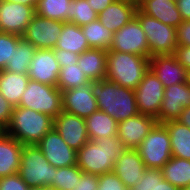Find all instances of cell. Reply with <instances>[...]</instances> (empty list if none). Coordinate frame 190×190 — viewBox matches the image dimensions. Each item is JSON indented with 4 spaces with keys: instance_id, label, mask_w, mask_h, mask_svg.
I'll return each instance as SVG.
<instances>
[{
    "instance_id": "obj_1",
    "label": "cell",
    "mask_w": 190,
    "mask_h": 190,
    "mask_svg": "<svg viewBox=\"0 0 190 190\" xmlns=\"http://www.w3.org/2000/svg\"><path fill=\"white\" fill-rule=\"evenodd\" d=\"M127 149L118 135L89 140L77 151L76 165L87 174L111 173L115 162Z\"/></svg>"
},
{
    "instance_id": "obj_2",
    "label": "cell",
    "mask_w": 190,
    "mask_h": 190,
    "mask_svg": "<svg viewBox=\"0 0 190 190\" xmlns=\"http://www.w3.org/2000/svg\"><path fill=\"white\" fill-rule=\"evenodd\" d=\"M91 89L99 110L109 114L117 123L139 114L135 90L107 79L91 81Z\"/></svg>"
},
{
    "instance_id": "obj_3",
    "label": "cell",
    "mask_w": 190,
    "mask_h": 190,
    "mask_svg": "<svg viewBox=\"0 0 190 190\" xmlns=\"http://www.w3.org/2000/svg\"><path fill=\"white\" fill-rule=\"evenodd\" d=\"M53 128L54 119L49 115L16 106L4 132L23 145H36Z\"/></svg>"
},
{
    "instance_id": "obj_4",
    "label": "cell",
    "mask_w": 190,
    "mask_h": 190,
    "mask_svg": "<svg viewBox=\"0 0 190 190\" xmlns=\"http://www.w3.org/2000/svg\"><path fill=\"white\" fill-rule=\"evenodd\" d=\"M149 59L131 53L107 51L105 79L135 90L149 70Z\"/></svg>"
},
{
    "instance_id": "obj_5",
    "label": "cell",
    "mask_w": 190,
    "mask_h": 190,
    "mask_svg": "<svg viewBox=\"0 0 190 190\" xmlns=\"http://www.w3.org/2000/svg\"><path fill=\"white\" fill-rule=\"evenodd\" d=\"M56 170L37 145H23L18 174L29 187H50Z\"/></svg>"
},
{
    "instance_id": "obj_6",
    "label": "cell",
    "mask_w": 190,
    "mask_h": 190,
    "mask_svg": "<svg viewBox=\"0 0 190 190\" xmlns=\"http://www.w3.org/2000/svg\"><path fill=\"white\" fill-rule=\"evenodd\" d=\"M19 107L49 115L55 119L62 110V92L57 86L29 80Z\"/></svg>"
},
{
    "instance_id": "obj_7",
    "label": "cell",
    "mask_w": 190,
    "mask_h": 190,
    "mask_svg": "<svg viewBox=\"0 0 190 190\" xmlns=\"http://www.w3.org/2000/svg\"><path fill=\"white\" fill-rule=\"evenodd\" d=\"M135 17L141 23L148 41L149 58L156 55H173L177 47V29L145 15L139 9Z\"/></svg>"
},
{
    "instance_id": "obj_8",
    "label": "cell",
    "mask_w": 190,
    "mask_h": 190,
    "mask_svg": "<svg viewBox=\"0 0 190 190\" xmlns=\"http://www.w3.org/2000/svg\"><path fill=\"white\" fill-rule=\"evenodd\" d=\"M136 150L146 168L161 170L172 157L170 135L165 125L156 123Z\"/></svg>"
},
{
    "instance_id": "obj_9",
    "label": "cell",
    "mask_w": 190,
    "mask_h": 190,
    "mask_svg": "<svg viewBox=\"0 0 190 190\" xmlns=\"http://www.w3.org/2000/svg\"><path fill=\"white\" fill-rule=\"evenodd\" d=\"M108 51H120L149 58L148 41L136 17L113 34Z\"/></svg>"
},
{
    "instance_id": "obj_10",
    "label": "cell",
    "mask_w": 190,
    "mask_h": 190,
    "mask_svg": "<svg viewBox=\"0 0 190 190\" xmlns=\"http://www.w3.org/2000/svg\"><path fill=\"white\" fill-rule=\"evenodd\" d=\"M162 82L149 69L135 88V99L139 114L157 117L164 97Z\"/></svg>"
},
{
    "instance_id": "obj_11",
    "label": "cell",
    "mask_w": 190,
    "mask_h": 190,
    "mask_svg": "<svg viewBox=\"0 0 190 190\" xmlns=\"http://www.w3.org/2000/svg\"><path fill=\"white\" fill-rule=\"evenodd\" d=\"M64 23L35 14L21 37L36 49H54Z\"/></svg>"
},
{
    "instance_id": "obj_12",
    "label": "cell",
    "mask_w": 190,
    "mask_h": 190,
    "mask_svg": "<svg viewBox=\"0 0 190 190\" xmlns=\"http://www.w3.org/2000/svg\"><path fill=\"white\" fill-rule=\"evenodd\" d=\"M47 161L56 168L76 165L77 151L62 139L55 128L36 144Z\"/></svg>"
},
{
    "instance_id": "obj_13",
    "label": "cell",
    "mask_w": 190,
    "mask_h": 190,
    "mask_svg": "<svg viewBox=\"0 0 190 190\" xmlns=\"http://www.w3.org/2000/svg\"><path fill=\"white\" fill-rule=\"evenodd\" d=\"M35 14L32 6L0 0V32L22 36Z\"/></svg>"
},
{
    "instance_id": "obj_14",
    "label": "cell",
    "mask_w": 190,
    "mask_h": 190,
    "mask_svg": "<svg viewBox=\"0 0 190 190\" xmlns=\"http://www.w3.org/2000/svg\"><path fill=\"white\" fill-rule=\"evenodd\" d=\"M190 107V86L187 82L165 88L157 123L164 124L179 119L184 108Z\"/></svg>"
},
{
    "instance_id": "obj_15",
    "label": "cell",
    "mask_w": 190,
    "mask_h": 190,
    "mask_svg": "<svg viewBox=\"0 0 190 190\" xmlns=\"http://www.w3.org/2000/svg\"><path fill=\"white\" fill-rule=\"evenodd\" d=\"M54 128L75 151L89 141L85 118L62 111L54 119Z\"/></svg>"
},
{
    "instance_id": "obj_16",
    "label": "cell",
    "mask_w": 190,
    "mask_h": 190,
    "mask_svg": "<svg viewBox=\"0 0 190 190\" xmlns=\"http://www.w3.org/2000/svg\"><path fill=\"white\" fill-rule=\"evenodd\" d=\"M62 92V110L87 118L93 112L99 110L97 100L92 93L91 82L74 89Z\"/></svg>"
},
{
    "instance_id": "obj_17",
    "label": "cell",
    "mask_w": 190,
    "mask_h": 190,
    "mask_svg": "<svg viewBox=\"0 0 190 190\" xmlns=\"http://www.w3.org/2000/svg\"><path fill=\"white\" fill-rule=\"evenodd\" d=\"M60 66L54 49H37L28 69L30 80L57 86Z\"/></svg>"
},
{
    "instance_id": "obj_18",
    "label": "cell",
    "mask_w": 190,
    "mask_h": 190,
    "mask_svg": "<svg viewBox=\"0 0 190 190\" xmlns=\"http://www.w3.org/2000/svg\"><path fill=\"white\" fill-rule=\"evenodd\" d=\"M156 123L155 117L138 114L118 123L117 135L128 149H136Z\"/></svg>"
},
{
    "instance_id": "obj_19",
    "label": "cell",
    "mask_w": 190,
    "mask_h": 190,
    "mask_svg": "<svg viewBox=\"0 0 190 190\" xmlns=\"http://www.w3.org/2000/svg\"><path fill=\"white\" fill-rule=\"evenodd\" d=\"M149 69L167 88L187 81V69L174 55H156L149 59Z\"/></svg>"
},
{
    "instance_id": "obj_20",
    "label": "cell",
    "mask_w": 190,
    "mask_h": 190,
    "mask_svg": "<svg viewBox=\"0 0 190 190\" xmlns=\"http://www.w3.org/2000/svg\"><path fill=\"white\" fill-rule=\"evenodd\" d=\"M146 166L136 149L127 151L115 162L113 173L116 174L127 189L137 185L143 178Z\"/></svg>"
},
{
    "instance_id": "obj_21",
    "label": "cell",
    "mask_w": 190,
    "mask_h": 190,
    "mask_svg": "<svg viewBox=\"0 0 190 190\" xmlns=\"http://www.w3.org/2000/svg\"><path fill=\"white\" fill-rule=\"evenodd\" d=\"M138 4L127 0H115L106 9L98 14L100 23L115 33L134 17Z\"/></svg>"
},
{
    "instance_id": "obj_22",
    "label": "cell",
    "mask_w": 190,
    "mask_h": 190,
    "mask_svg": "<svg viewBox=\"0 0 190 190\" xmlns=\"http://www.w3.org/2000/svg\"><path fill=\"white\" fill-rule=\"evenodd\" d=\"M138 9L145 15L175 28L183 21L175 0H140Z\"/></svg>"
},
{
    "instance_id": "obj_23",
    "label": "cell",
    "mask_w": 190,
    "mask_h": 190,
    "mask_svg": "<svg viewBox=\"0 0 190 190\" xmlns=\"http://www.w3.org/2000/svg\"><path fill=\"white\" fill-rule=\"evenodd\" d=\"M23 144L9 134L0 135V178L19 172Z\"/></svg>"
},
{
    "instance_id": "obj_24",
    "label": "cell",
    "mask_w": 190,
    "mask_h": 190,
    "mask_svg": "<svg viewBox=\"0 0 190 190\" xmlns=\"http://www.w3.org/2000/svg\"><path fill=\"white\" fill-rule=\"evenodd\" d=\"M77 63L90 81L103 80L106 77L107 51L90 48L79 55Z\"/></svg>"
},
{
    "instance_id": "obj_25",
    "label": "cell",
    "mask_w": 190,
    "mask_h": 190,
    "mask_svg": "<svg viewBox=\"0 0 190 190\" xmlns=\"http://www.w3.org/2000/svg\"><path fill=\"white\" fill-rule=\"evenodd\" d=\"M29 80L28 74L0 70V93L10 104L16 107L21 101V96L26 90Z\"/></svg>"
},
{
    "instance_id": "obj_26",
    "label": "cell",
    "mask_w": 190,
    "mask_h": 190,
    "mask_svg": "<svg viewBox=\"0 0 190 190\" xmlns=\"http://www.w3.org/2000/svg\"><path fill=\"white\" fill-rule=\"evenodd\" d=\"M54 49L70 51L80 55L90 49V46L80 26L65 22Z\"/></svg>"
},
{
    "instance_id": "obj_27",
    "label": "cell",
    "mask_w": 190,
    "mask_h": 190,
    "mask_svg": "<svg viewBox=\"0 0 190 190\" xmlns=\"http://www.w3.org/2000/svg\"><path fill=\"white\" fill-rule=\"evenodd\" d=\"M85 122L89 140L117 135L118 123L106 112L97 110L85 118Z\"/></svg>"
},
{
    "instance_id": "obj_28",
    "label": "cell",
    "mask_w": 190,
    "mask_h": 190,
    "mask_svg": "<svg viewBox=\"0 0 190 190\" xmlns=\"http://www.w3.org/2000/svg\"><path fill=\"white\" fill-rule=\"evenodd\" d=\"M170 135L172 156L190 161V128L179 121L164 123Z\"/></svg>"
},
{
    "instance_id": "obj_29",
    "label": "cell",
    "mask_w": 190,
    "mask_h": 190,
    "mask_svg": "<svg viewBox=\"0 0 190 190\" xmlns=\"http://www.w3.org/2000/svg\"><path fill=\"white\" fill-rule=\"evenodd\" d=\"M163 178L182 189L190 184V161L172 156L162 167Z\"/></svg>"
},
{
    "instance_id": "obj_30",
    "label": "cell",
    "mask_w": 190,
    "mask_h": 190,
    "mask_svg": "<svg viewBox=\"0 0 190 190\" xmlns=\"http://www.w3.org/2000/svg\"><path fill=\"white\" fill-rule=\"evenodd\" d=\"M36 48L22 37L19 39L17 47L13 49L12 59L6 64L7 71L19 74H28V69Z\"/></svg>"
},
{
    "instance_id": "obj_31",
    "label": "cell",
    "mask_w": 190,
    "mask_h": 190,
    "mask_svg": "<svg viewBox=\"0 0 190 190\" xmlns=\"http://www.w3.org/2000/svg\"><path fill=\"white\" fill-rule=\"evenodd\" d=\"M81 28L90 48L109 50L114 33L103 26L99 19Z\"/></svg>"
},
{
    "instance_id": "obj_32",
    "label": "cell",
    "mask_w": 190,
    "mask_h": 190,
    "mask_svg": "<svg viewBox=\"0 0 190 190\" xmlns=\"http://www.w3.org/2000/svg\"><path fill=\"white\" fill-rule=\"evenodd\" d=\"M71 0H38L35 13L56 21L68 22Z\"/></svg>"
},
{
    "instance_id": "obj_33",
    "label": "cell",
    "mask_w": 190,
    "mask_h": 190,
    "mask_svg": "<svg viewBox=\"0 0 190 190\" xmlns=\"http://www.w3.org/2000/svg\"><path fill=\"white\" fill-rule=\"evenodd\" d=\"M77 64H68L60 68L57 87L61 91L78 88L91 82Z\"/></svg>"
},
{
    "instance_id": "obj_34",
    "label": "cell",
    "mask_w": 190,
    "mask_h": 190,
    "mask_svg": "<svg viewBox=\"0 0 190 190\" xmlns=\"http://www.w3.org/2000/svg\"><path fill=\"white\" fill-rule=\"evenodd\" d=\"M82 172L77 165L57 168L49 188L51 190H72L80 182Z\"/></svg>"
},
{
    "instance_id": "obj_35",
    "label": "cell",
    "mask_w": 190,
    "mask_h": 190,
    "mask_svg": "<svg viewBox=\"0 0 190 190\" xmlns=\"http://www.w3.org/2000/svg\"><path fill=\"white\" fill-rule=\"evenodd\" d=\"M97 19L98 13L90 7L87 0H71L68 22L82 27Z\"/></svg>"
},
{
    "instance_id": "obj_36",
    "label": "cell",
    "mask_w": 190,
    "mask_h": 190,
    "mask_svg": "<svg viewBox=\"0 0 190 190\" xmlns=\"http://www.w3.org/2000/svg\"><path fill=\"white\" fill-rule=\"evenodd\" d=\"M21 36L0 32V70L12 59L13 49L17 47Z\"/></svg>"
},
{
    "instance_id": "obj_37",
    "label": "cell",
    "mask_w": 190,
    "mask_h": 190,
    "mask_svg": "<svg viewBox=\"0 0 190 190\" xmlns=\"http://www.w3.org/2000/svg\"><path fill=\"white\" fill-rule=\"evenodd\" d=\"M98 190H129L119 177L111 173L98 175Z\"/></svg>"
},
{
    "instance_id": "obj_38",
    "label": "cell",
    "mask_w": 190,
    "mask_h": 190,
    "mask_svg": "<svg viewBox=\"0 0 190 190\" xmlns=\"http://www.w3.org/2000/svg\"><path fill=\"white\" fill-rule=\"evenodd\" d=\"M0 190H29L18 173L0 178Z\"/></svg>"
},
{
    "instance_id": "obj_39",
    "label": "cell",
    "mask_w": 190,
    "mask_h": 190,
    "mask_svg": "<svg viewBox=\"0 0 190 190\" xmlns=\"http://www.w3.org/2000/svg\"><path fill=\"white\" fill-rule=\"evenodd\" d=\"M155 188V169L146 168L143 178L137 185L132 186L129 190H154Z\"/></svg>"
},
{
    "instance_id": "obj_40",
    "label": "cell",
    "mask_w": 190,
    "mask_h": 190,
    "mask_svg": "<svg viewBox=\"0 0 190 190\" xmlns=\"http://www.w3.org/2000/svg\"><path fill=\"white\" fill-rule=\"evenodd\" d=\"M72 190H98V175L82 172L80 182Z\"/></svg>"
},
{
    "instance_id": "obj_41",
    "label": "cell",
    "mask_w": 190,
    "mask_h": 190,
    "mask_svg": "<svg viewBox=\"0 0 190 190\" xmlns=\"http://www.w3.org/2000/svg\"><path fill=\"white\" fill-rule=\"evenodd\" d=\"M14 106L0 93V126L5 130L10 122Z\"/></svg>"
},
{
    "instance_id": "obj_42",
    "label": "cell",
    "mask_w": 190,
    "mask_h": 190,
    "mask_svg": "<svg viewBox=\"0 0 190 190\" xmlns=\"http://www.w3.org/2000/svg\"><path fill=\"white\" fill-rule=\"evenodd\" d=\"M177 29V46H190V20L182 21Z\"/></svg>"
},
{
    "instance_id": "obj_43",
    "label": "cell",
    "mask_w": 190,
    "mask_h": 190,
    "mask_svg": "<svg viewBox=\"0 0 190 190\" xmlns=\"http://www.w3.org/2000/svg\"><path fill=\"white\" fill-rule=\"evenodd\" d=\"M54 55L59 63L60 68L65 67L68 64H77L79 58V55L75 53L60 49H54Z\"/></svg>"
},
{
    "instance_id": "obj_44",
    "label": "cell",
    "mask_w": 190,
    "mask_h": 190,
    "mask_svg": "<svg viewBox=\"0 0 190 190\" xmlns=\"http://www.w3.org/2000/svg\"><path fill=\"white\" fill-rule=\"evenodd\" d=\"M173 55L187 70L190 69V46H177Z\"/></svg>"
},
{
    "instance_id": "obj_45",
    "label": "cell",
    "mask_w": 190,
    "mask_h": 190,
    "mask_svg": "<svg viewBox=\"0 0 190 190\" xmlns=\"http://www.w3.org/2000/svg\"><path fill=\"white\" fill-rule=\"evenodd\" d=\"M154 190H181L163 178L162 170L155 169V188Z\"/></svg>"
},
{
    "instance_id": "obj_46",
    "label": "cell",
    "mask_w": 190,
    "mask_h": 190,
    "mask_svg": "<svg viewBox=\"0 0 190 190\" xmlns=\"http://www.w3.org/2000/svg\"><path fill=\"white\" fill-rule=\"evenodd\" d=\"M183 21L190 20V0H175Z\"/></svg>"
},
{
    "instance_id": "obj_47",
    "label": "cell",
    "mask_w": 190,
    "mask_h": 190,
    "mask_svg": "<svg viewBox=\"0 0 190 190\" xmlns=\"http://www.w3.org/2000/svg\"><path fill=\"white\" fill-rule=\"evenodd\" d=\"M114 1L115 0H87V3H89L90 7L99 14Z\"/></svg>"
},
{
    "instance_id": "obj_48",
    "label": "cell",
    "mask_w": 190,
    "mask_h": 190,
    "mask_svg": "<svg viewBox=\"0 0 190 190\" xmlns=\"http://www.w3.org/2000/svg\"><path fill=\"white\" fill-rule=\"evenodd\" d=\"M177 121H179L182 125L190 128V107H186L182 110L181 115Z\"/></svg>"
},
{
    "instance_id": "obj_49",
    "label": "cell",
    "mask_w": 190,
    "mask_h": 190,
    "mask_svg": "<svg viewBox=\"0 0 190 190\" xmlns=\"http://www.w3.org/2000/svg\"><path fill=\"white\" fill-rule=\"evenodd\" d=\"M4 1L25 4L28 6H32L34 8H36L37 2H38V0H4Z\"/></svg>"
},
{
    "instance_id": "obj_50",
    "label": "cell",
    "mask_w": 190,
    "mask_h": 190,
    "mask_svg": "<svg viewBox=\"0 0 190 190\" xmlns=\"http://www.w3.org/2000/svg\"><path fill=\"white\" fill-rule=\"evenodd\" d=\"M29 190H51V189L49 187L36 186V187H29Z\"/></svg>"
},
{
    "instance_id": "obj_51",
    "label": "cell",
    "mask_w": 190,
    "mask_h": 190,
    "mask_svg": "<svg viewBox=\"0 0 190 190\" xmlns=\"http://www.w3.org/2000/svg\"><path fill=\"white\" fill-rule=\"evenodd\" d=\"M187 84L190 86V69L187 70Z\"/></svg>"
},
{
    "instance_id": "obj_52",
    "label": "cell",
    "mask_w": 190,
    "mask_h": 190,
    "mask_svg": "<svg viewBox=\"0 0 190 190\" xmlns=\"http://www.w3.org/2000/svg\"><path fill=\"white\" fill-rule=\"evenodd\" d=\"M127 1L133 2L135 4H139V2H140V0H127Z\"/></svg>"
},
{
    "instance_id": "obj_53",
    "label": "cell",
    "mask_w": 190,
    "mask_h": 190,
    "mask_svg": "<svg viewBox=\"0 0 190 190\" xmlns=\"http://www.w3.org/2000/svg\"><path fill=\"white\" fill-rule=\"evenodd\" d=\"M181 190H190V184L187 185L186 187L182 188Z\"/></svg>"
},
{
    "instance_id": "obj_54",
    "label": "cell",
    "mask_w": 190,
    "mask_h": 190,
    "mask_svg": "<svg viewBox=\"0 0 190 190\" xmlns=\"http://www.w3.org/2000/svg\"><path fill=\"white\" fill-rule=\"evenodd\" d=\"M4 132V129L0 126V135Z\"/></svg>"
}]
</instances>
